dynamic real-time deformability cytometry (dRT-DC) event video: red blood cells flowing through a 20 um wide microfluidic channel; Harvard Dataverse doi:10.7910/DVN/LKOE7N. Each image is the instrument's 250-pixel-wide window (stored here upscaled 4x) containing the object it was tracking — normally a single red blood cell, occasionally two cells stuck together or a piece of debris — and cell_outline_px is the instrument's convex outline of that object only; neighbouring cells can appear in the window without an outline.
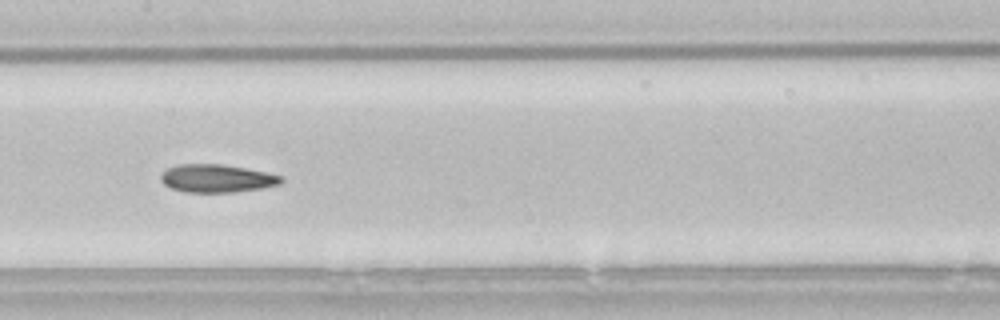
{"species": "common noctule bat (a hibernating species)", "species_latin": "Nyctalus noctula", "temperature_condition": "room temperature", "stored_images_in_passage": 16, "camera_frame_rate_fps": 3000, "um_per_image_px": 0.085, "animal": {"sex": "male", "body_mass_g": 21.5, "forearm_length_mm": 52.0}, "frame": {"image": 1, "passage_image": 12, "time_ms": 3.667, "image_size_px": [1000, 320], "cell_outline_px": [[284, 180], [280, 184], [260, 188], [236, 192], [184, 192], [172, 188], [164, 184], [160, 180], [160, 176], [168, 168], [180, 164], [220, 164], [244, 168], [284, 176]], "centroid_in_image_um": [18.43, 15.17], "position_along_channel_um": 189.0, "area_um2": 19.48}}